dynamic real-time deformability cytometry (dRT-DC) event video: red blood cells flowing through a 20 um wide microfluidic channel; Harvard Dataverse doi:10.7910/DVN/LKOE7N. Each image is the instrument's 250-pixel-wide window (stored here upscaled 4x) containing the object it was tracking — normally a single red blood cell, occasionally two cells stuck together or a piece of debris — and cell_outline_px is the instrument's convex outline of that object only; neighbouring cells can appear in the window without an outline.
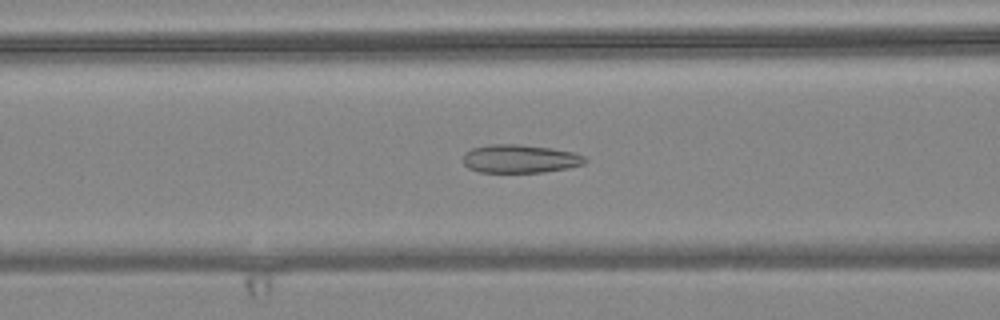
{"species": "common noctule bat (a hibernating species)", "species_latin": "Nyctalus noctula", "temperature_condition": "warm", "stored_images_in_passage": 56, "camera_frame_rate_fps": 3000, "um_per_image_px": 0.085, "animal": {"sex": "female", "body_mass_g": 24.6, "forearm_length_mm": 56.2}, "frame": {"image": 1, "passage_image": 22, "time_ms": 7.0, "image_size_px": [1000, 320], "cell_outline_px": [[588, 160], [584, 164], [568, 168], [544, 172], [480, 172], [468, 168], [464, 164], [464, 152], [472, 148], [488, 144], [520, 144], [552, 148], [572, 152], [584, 156]], "centroid_in_image_um": [44.2, 13.49], "position_along_channel_um": 122.4, "area_um2": 20.23}}
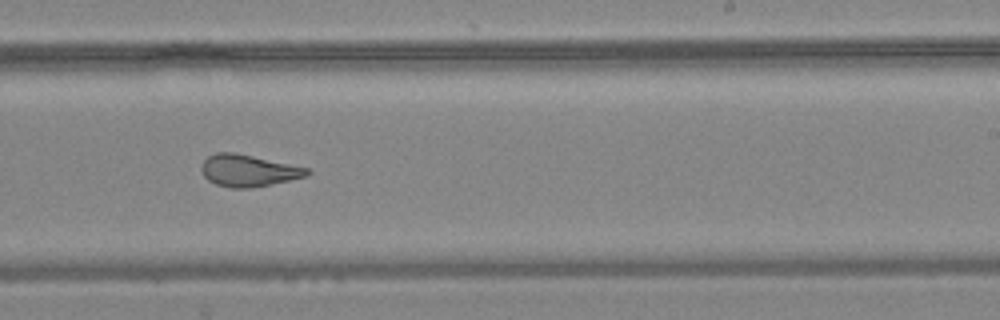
{"frame": {"image": 2, "passage_image": 34, "time_ms": 11.0, "image_size_px": [1000, 320], "cell_outline_px": [[312, 172], [304, 176], [272, 184], [248, 188], [232, 188], [216, 184], [208, 180], [204, 176], [200, 168], [200, 164], [208, 156], [216, 152], [232, 152], [252, 156], [308, 168]], "centroid_in_image_um": [21.05, 14.5], "position_along_channel_um": 267.9, "area_um2": 19.36}}
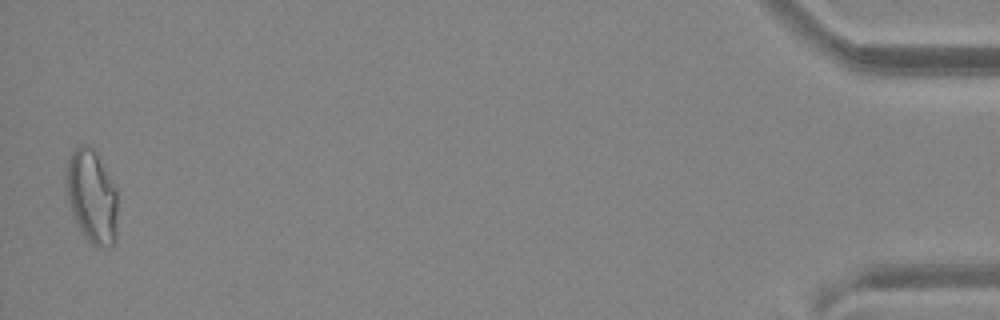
{"frame": {"image": 3, "passage_image": 55, "time_ms": 18.0, "image_size_px": [1000, 320], "cell_outline_px": [[116, 244], [100, 248], [96, 248], [88, 240], [80, 228], [72, 212], [68, 196], [68, 160], [72, 152], [76, 148], [84, 144], [92, 148], [116, 192]], "centroid_in_image_um": [7.82, 16.79], "position_along_channel_um": 427.4, "area_um2": 26.65}, "authors_computed_cell_mechanics": {"area_um2": 22.6576, "velocity_mm_per_s": 3.6426, "shape_relaxation_time_tau1_ms": null, "shape_relaxation_time_tau2_ms": 1.7447, "deformation_change_tau1": null, "deformation_change_tau2": 0.0936}}